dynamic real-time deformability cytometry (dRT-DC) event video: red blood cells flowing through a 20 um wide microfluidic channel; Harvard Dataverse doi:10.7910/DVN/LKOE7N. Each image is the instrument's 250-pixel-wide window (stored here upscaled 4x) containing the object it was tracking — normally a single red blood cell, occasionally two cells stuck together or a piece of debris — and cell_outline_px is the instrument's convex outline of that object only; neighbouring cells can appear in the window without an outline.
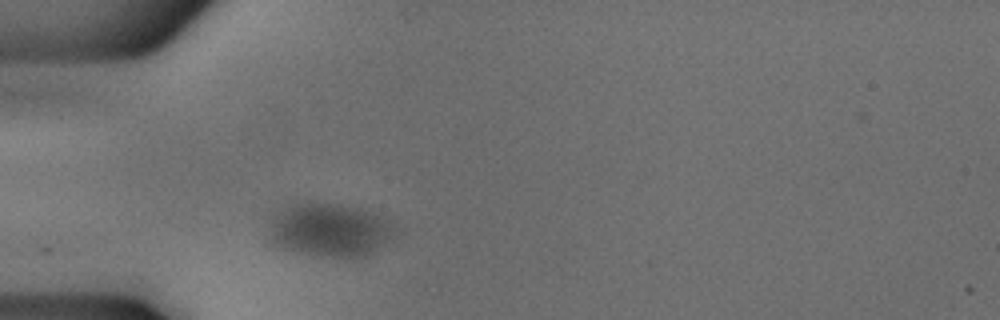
{"species": "common noctule bat (a hibernating species)", "species_latin": "Nyctalus noctula", "temperature_condition": "cold", "stored_images_in_passage": 3, "camera_frame_rate_fps": 3000, "um_per_image_px": 0.085, "animal": {"sex": "male", "body_mass_g": 18.8}, "frame": {"image": 1, "passage_image": 1, "time_ms": 0.0, "image_size_px": [1000, 320], "cell_outline_px": [[392, 228], [388, 236], [372, 252], [364, 256], [332, 256], [284, 248], [276, 244], [268, 236], [272, 220], [276, 216], [292, 204], [332, 204], [356, 208], [380, 216]], "centroid_in_image_um": [27.94, 19.54], "position_along_channel_um": 57.1, "area_um2": 36.41}}